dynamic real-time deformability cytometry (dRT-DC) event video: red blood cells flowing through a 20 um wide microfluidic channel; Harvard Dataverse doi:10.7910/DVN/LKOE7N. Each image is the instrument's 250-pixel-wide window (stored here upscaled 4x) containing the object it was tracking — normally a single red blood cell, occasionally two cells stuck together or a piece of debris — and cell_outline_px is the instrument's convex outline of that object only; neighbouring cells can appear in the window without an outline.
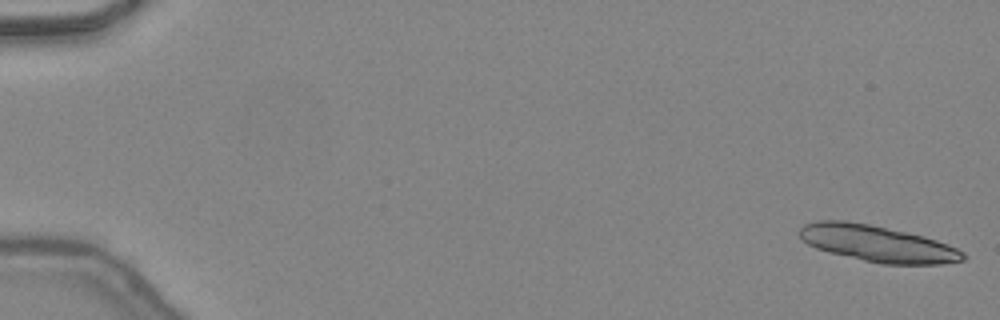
{"species": "common noctule bat (a hibernating species)", "species_latin": "Nyctalus noctula", "temperature_condition": "warm", "stored_images_in_passage": 26, "camera_frame_rate_fps": 3000, "um_per_image_px": 0.085, "animal": {"sex": "female", "body_mass_g": 24.6, "forearm_length_mm": 56.2}, "frame": {"image": 1, "passage_image": 1, "time_ms": 0.0, "image_size_px": [1000, 320], "cell_outline_px": [[968, 256], [964, 260], [940, 264], [880, 264], [828, 252], [816, 248], [808, 244], [796, 232], [804, 224], [820, 220], [844, 220], [868, 224], [924, 236], [936, 240], [956, 248], [964, 252]], "centroid_in_image_um": [74.57, 20.71], "position_along_channel_um": 10.4, "area_um2": 34.56}}
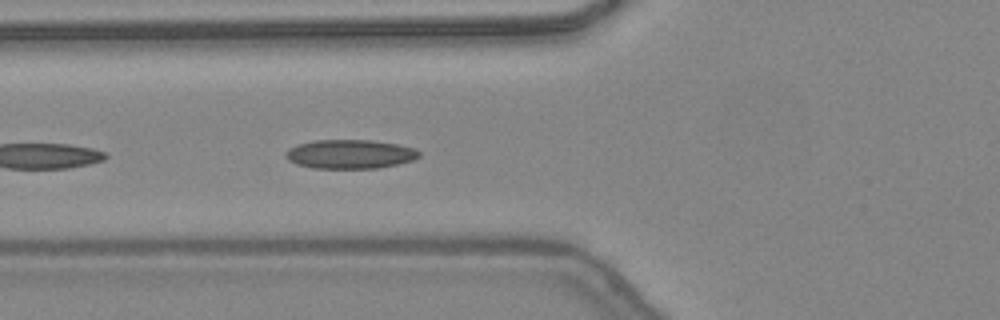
{"frame": {"image": 2, "passage_image": 19, "time_ms": 6.0, "image_size_px": [1000, 320], "cell_outline_px": [[420, 156], [412, 160], [380, 168], [312, 168], [296, 164], [288, 160], [284, 156], [284, 152], [288, 148], [296, 144], [312, 140], [372, 140], [396, 144], [416, 148], [420, 152]], "centroid_in_image_um": [29.7, 13.09], "position_along_channel_um": 96.1, "area_um2": 22.77}}
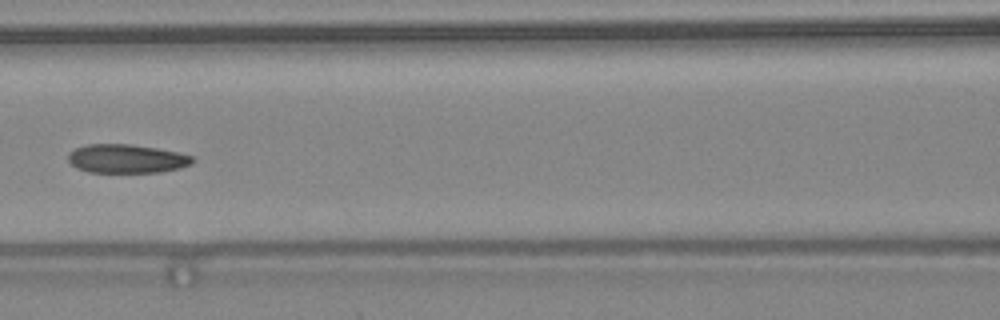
{"frame": {"image": 3, "passage_image": 23, "time_ms": 7.333, "image_size_px": [1000, 320], "cell_outline_px": [[196, 160], [192, 164], [180, 168], [160, 172], [88, 172], [76, 168], [68, 160], [68, 152], [76, 148], [88, 144], [132, 144], [156, 148], [176, 152], [192, 156]], "centroid_in_image_um": [10.76, 13.49], "position_along_channel_um": 155.8, "area_um2": 20.87}}